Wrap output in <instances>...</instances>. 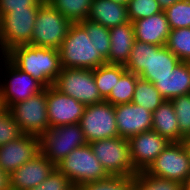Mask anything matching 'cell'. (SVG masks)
<instances>
[{
    "label": "cell",
    "instance_id": "6da1fadb",
    "mask_svg": "<svg viewBox=\"0 0 190 190\" xmlns=\"http://www.w3.org/2000/svg\"><path fill=\"white\" fill-rule=\"evenodd\" d=\"M5 56L45 87L52 86L62 70L59 51L54 48L27 44L13 47Z\"/></svg>",
    "mask_w": 190,
    "mask_h": 190
},
{
    "label": "cell",
    "instance_id": "7a4b0ae2",
    "mask_svg": "<svg viewBox=\"0 0 190 190\" xmlns=\"http://www.w3.org/2000/svg\"><path fill=\"white\" fill-rule=\"evenodd\" d=\"M62 68L96 69L106 64L80 23L70 25L67 36L58 48Z\"/></svg>",
    "mask_w": 190,
    "mask_h": 190
},
{
    "label": "cell",
    "instance_id": "3957f363",
    "mask_svg": "<svg viewBox=\"0 0 190 190\" xmlns=\"http://www.w3.org/2000/svg\"><path fill=\"white\" fill-rule=\"evenodd\" d=\"M56 168L71 181L74 187L104 180L110 176L96 159L89 144L74 149L56 165Z\"/></svg>",
    "mask_w": 190,
    "mask_h": 190
},
{
    "label": "cell",
    "instance_id": "277c9868",
    "mask_svg": "<svg viewBox=\"0 0 190 190\" xmlns=\"http://www.w3.org/2000/svg\"><path fill=\"white\" fill-rule=\"evenodd\" d=\"M72 22L44 1L37 12L30 45L57 49L62 45Z\"/></svg>",
    "mask_w": 190,
    "mask_h": 190
},
{
    "label": "cell",
    "instance_id": "5b68a950",
    "mask_svg": "<svg viewBox=\"0 0 190 190\" xmlns=\"http://www.w3.org/2000/svg\"><path fill=\"white\" fill-rule=\"evenodd\" d=\"M87 143L79 123L49 128L39 137L40 152L55 166Z\"/></svg>",
    "mask_w": 190,
    "mask_h": 190
},
{
    "label": "cell",
    "instance_id": "8992f818",
    "mask_svg": "<svg viewBox=\"0 0 190 190\" xmlns=\"http://www.w3.org/2000/svg\"><path fill=\"white\" fill-rule=\"evenodd\" d=\"M40 7L12 10L0 18V51L5 55L15 46L31 43L35 19Z\"/></svg>",
    "mask_w": 190,
    "mask_h": 190
},
{
    "label": "cell",
    "instance_id": "52a82bcc",
    "mask_svg": "<svg viewBox=\"0 0 190 190\" xmlns=\"http://www.w3.org/2000/svg\"><path fill=\"white\" fill-rule=\"evenodd\" d=\"M96 159L110 176L134 177L138 172L130 159L128 139L113 137L89 143Z\"/></svg>",
    "mask_w": 190,
    "mask_h": 190
},
{
    "label": "cell",
    "instance_id": "ba28073f",
    "mask_svg": "<svg viewBox=\"0 0 190 190\" xmlns=\"http://www.w3.org/2000/svg\"><path fill=\"white\" fill-rule=\"evenodd\" d=\"M3 59L4 75L3 84L0 81V106L9 108L11 105L22 102L31 96L42 92L45 86L28 73L17 68L5 55ZM7 77V80H6ZM9 78V79H8ZM5 81V82H4Z\"/></svg>",
    "mask_w": 190,
    "mask_h": 190
},
{
    "label": "cell",
    "instance_id": "9c48e42d",
    "mask_svg": "<svg viewBox=\"0 0 190 190\" xmlns=\"http://www.w3.org/2000/svg\"><path fill=\"white\" fill-rule=\"evenodd\" d=\"M53 86L85 106L104 101L96 86L93 69L62 68Z\"/></svg>",
    "mask_w": 190,
    "mask_h": 190
},
{
    "label": "cell",
    "instance_id": "30bf717a",
    "mask_svg": "<svg viewBox=\"0 0 190 190\" xmlns=\"http://www.w3.org/2000/svg\"><path fill=\"white\" fill-rule=\"evenodd\" d=\"M23 134L40 137L49 129L46 87L25 101L8 108Z\"/></svg>",
    "mask_w": 190,
    "mask_h": 190
},
{
    "label": "cell",
    "instance_id": "8fae6325",
    "mask_svg": "<svg viewBox=\"0 0 190 190\" xmlns=\"http://www.w3.org/2000/svg\"><path fill=\"white\" fill-rule=\"evenodd\" d=\"M145 171L181 184L187 182L190 179V159L183 141L170 142Z\"/></svg>",
    "mask_w": 190,
    "mask_h": 190
},
{
    "label": "cell",
    "instance_id": "7c38bea8",
    "mask_svg": "<svg viewBox=\"0 0 190 190\" xmlns=\"http://www.w3.org/2000/svg\"><path fill=\"white\" fill-rule=\"evenodd\" d=\"M79 124L88 144L119 137L114 106L105 100L86 106Z\"/></svg>",
    "mask_w": 190,
    "mask_h": 190
},
{
    "label": "cell",
    "instance_id": "4fadbf2b",
    "mask_svg": "<svg viewBox=\"0 0 190 190\" xmlns=\"http://www.w3.org/2000/svg\"><path fill=\"white\" fill-rule=\"evenodd\" d=\"M46 100L49 128L79 123L86 107L53 85L46 87Z\"/></svg>",
    "mask_w": 190,
    "mask_h": 190
},
{
    "label": "cell",
    "instance_id": "5bb4252c",
    "mask_svg": "<svg viewBox=\"0 0 190 190\" xmlns=\"http://www.w3.org/2000/svg\"><path fill=\"white\" fill-rule=\"evenodd\" d=\"M129 141L130 159L137 172L146 170L170 142L154 130L132 136Z\"/></svg>",
    "mask_w": 190,
    "mask_h": 190
},
{
    "label": "cell",
    "instance_id": "9a60e30c",
    "mask_svg": "<svg viewBox=\"0 0 190 190\" xmlns=\"http://www.w3.org/2000/svg\"><path fill=\"white\" fill-rule=\"evenodd\" d=\"M39 152V137L23 134L0 146V169L10 175Z\"/></svg>",
    "mask_w": 190,
    "mask_h": 190
},
{
    "label": "cell",
    "instance_id": "2e32d148",
    "mask_svg": "<svg viewBox=\"0 0 190 190\" xmlns=\"http://www.w3.org/2000/svg\"><path fill=\"white\" fill-rule=\"evenodd\" d=\"M116 125L120 137L132 136L152 130L153 113L134 103L114 106Z\"/></svg>",
    "mask_w": 190,
    "mask_h": 190
},
{
    "label": "cell",
    "instance_id": "e0dca14e",
    "mask_svg": "<svg viewBox=\"0 0 190 190\" xmlns=\"http://www.w3.org/2000/svg\"><path fill=\"white\" fill-rule=\"evenodd\" d=\"M56 168L41 152L9 175L10 190H30Z\"/></svg>",
    "mask_w": 190,
    "mask_h": 190
},
{
    "label": "cell",
    "instance_id": "ac0fdd59",
    "mask_svg": "<svg viewBox=\"0 0 190 190\" xmlns=\"http://www.w3.org/2000/svg\"><path fill=\"white\" fill-rule=\"evenodd\" d=\"M135 40L166 46L170 34V26L164 10L160 13L132 22Z\"/></svg>",
    "mask_w": 190,
    "mask_h": 190
},
{
    "label": "cell",
    "instance_id": "d6986e66",
    "mask_svg": "<svg viewBox=\"0 0 190 190\" xmlns=\"http://www.w3.org/2000/svg\"><path fill=\"white\" fill-rule=\"evenodd\" d=\"M153 84L165 100L190 94V62L180 61L173 74L157 77Z\"/></svg>",
    "mask_w": 190,
    "mask_h": 190
},
{
    "label": "cell",
    "instance_id": "ffe728a7",
    "mask_svg": "<svg viewBox=\"0 0 190 190\" xmlns=\"http://www.w3.org/2000/svg\"><path fill=\"white\" fill-rule=\"evenodd\" d=\"M109 35L111 45L107 63L125 65L135 41L132 22L109 28Z\"/></svg>",
    "mask_w": 190,
    "mask_h": 190
},
{
    "label": "cell",
    "instance_id": "44dd1931",
    "mask_svg": "<svg viewBox=\"0 0 190 190\" xmlns=\"http://www.w3.org/2000/svg\"><path fill=\"white\" fill-rule=\"evenodd\" d=\"M179 62L180 59L166 46L153 45L149 49L148 68L139 77L154 83L157 81V77L173 74V70Z\"/></svg>",
    "mask_w": 190,
    "mask_h": 190
},
{
    "label": "cell",
    "instance_id": "7402d4cb",
    "mask_svg": "<svg viewBox=\"0 0 190 190\" xmlns=\"http://www.w3.org/2000/svg\"><path fill=\"white\" fill-rule=\"evenodd\" d=\"M90 21L112 28L129 22L127 6L111 0H93L89 16Z\"/></svg>",
    "mask_w": 190,
    "mask_h": 190
},
{
    "label": "cell",
    "instance_id": "603a6c76",
    "mask_svg": "<svg viewBox=\"0 0 190 190\" xmlns=\"http://www.w3.org/2000/svg\"><path fill=\"white\" fill-rule=\"evenodd\" d=\"M152 130L169 142H181L185 139L180 134L178 119L171 100H165L153 112Z\"/></svg>",
    "mask_w": 190,
    "mask_h": 190
},
{
    "label": "cell",
    "instance_id": "cb8c5ba5",
    "mask_svg": "<svg viewBox=\"0 0 190 190\" xmlns=\"http://www.w3.org/2000/svg\"><path fill=\"white\" fill-rule=\"evenodd\" d=\"M125 71L124 65L108 63L93 69L96 86L104 100L110 95V92L116 85V81H119Z\"/></svg>",
    "mask_w": 190,
    "mask_h": 190
},
{
    "label": "cell",
    "instance_id": "d4e9b609",
    "mask_svg": "<svg viewBox=\"0 0 190 190\" xmlns=\"http://www.w3.org/2000/svg\"><path fill=\"white\" fill-rule=\"evenodd\" d=\"M164 101L165 99L153 83L140 77L137 79L132 103L142 106L153 113Z\"/></svg>",
    "mask_w": 190,
    "mask_h": 190
},
{
    "label": "cell",
    "instance_id": "484cf974",
    "mask_svg": "<svg viewBox=\"0 0 190 190\" xmlns=\"http://www.w3.org/2000/svg\"><path fill=\"white\" fill-rule=\"evenodd\" d=\"M72 23L85 21L93 0H45Z\"/></svg>",
    "mask_w": 190,
    "mask_h": 190
},
{
    "label": "cell",
    "instance_id": "4316f807",
    "mask_svg": "<svg viewBox=\"0 0 190 190\" xmlns=\"http://www.w3.org/2000/svg\"><path fill=\"white\" fill-rule=\"evenodd\" d=\"M138 78V75L126 70L121 75L119 81H116V85L105 101L113 106L131 103Z\"/></svg>",
    "mask_w": 190,
    "mask_h": 190
},
{
    "label": "cell",
    "instance_id": "83f0119b",
    "mask_svg": "<svg viewBox=\"0 0 190 190\" xmlns=\"http://www.w3.org/2000/svg\"><path fill=\"white\" fill-rule=\"evenodd\" d=\"M166 47L180 61L190 62V28H178L170 31Z\"/></svg>",
    "mask_w": 190,
    "mask_h": 190
},
{
    "label": "cell",
    "instance_id": "f1b7e54d",
    "mask_svg": "<svg viewBox=\"0 0 190 190\" xmlns=\"http://www.w3.org/2000/svg\"><path fill=\"white\" fill-rule=\"evenodd\" d=\"M80 24L86 29L91 42L95 46L98 53L106 60L109 56L110 50V35L109 28L104 27L99 23H95L86 19L80 22Z\"/></svg>",
    "mask_w": 190,
    "mask_h": 190
},
{
    "label": "cell",
    "instance_id": "f546056e",
    "mask_svg": "<svg viewBox=\"0 0 190 190\" xmlns=\"http://www.w3.org/2000/svg\"><path fill=\"white\" fill-rule=\"evenodd\" d=\"M134 190H182V184L153 176L144 170L134 176Z\"/></svg>",
    "mask_w": 190,
    "mask_h": 190
},
{
    "label": "cell",
    "instance_id": "4dcf8cb0",
    "mask_svg": "<svg viewBox=\"0 0 190 190\" xmlns=\"http://www.w3.org/2000/svg\"><path fill=\"white\" fill-rule=\"evenodd\" d=\"M153 45L135 40L130 57L124 65L126 70L140 76L148 68L149 49Z\"/></svg>",
    "mask_w": 190,
    "mask_h": 190
},
{
    "label": "cell",
    "instance_id": "1f68e13d",
    "mask_svg": "<svg viewBox=\"0 0 190 190\" xmlns=\"http://www.w3.org/2000/svg\"><path fill=\"white\" fill-rule=\"evenodd\" d=\"M171 30L190 28V0H180L164 10Z\"/></svg>",
    "mask_w": 190,
    "mask_h": 190
},
{
    "label": "cell",
    "instance_id": "d6a6232c",
    "mask_svg": "<svg viewBox=\"0 0 190 190\" xmlns=\"http://www.w3.org/2000/svg\"><path fill=\"white\" fill-rule=\"evenodd\" d=\"M80 190H134V177L109 176L104 180H97L79 186Z\"/></svg>",
    "mask_w": 190,
    "mask_h": 190
},
{
    "label": "cell",
    "instance_id": "836d02e7",
    "mask_svg": "<svg viewBox=\"0 0 190 190\" xmlns=\"http://www.w3.org/2000/svg\"><path fill=\"white\" fill-rule=\"evenodd\" d=\"M126 6L130 22L147 18L163 11L157 0H128Z\"/></svg>",
    "mask_w": 190,
    "mask_h": 190
},
{
    "label": "cell",
    "instance_id": "e575fe53",
    "mask_svg": "<svg viewBox=\"0 0 190 190\" xmlns=\"http://www.w3.org/2000/svg\"><path fill=\"white\" fill-rule=\"evenodd\" d=\"M172 104L178 119L180 134L190 137V94L173 98Z\"/></svg>",
    "mask_w": 190,
    "mask_h": 190
},
{
    "label": "cell",
    "instance_id": "d590c367",
    "mask_svg": "<svg viewBox=\"0 0 190 190\" xmlns=\"http://www.w3.org/2000/svg\"><path fill=\"white\" fill-rule=\"evenodd\" d=\"M22 135L19 125L14 121L9 110L0 106V146Z\"/></svg>",
    "mask_w": 190,
    "mask_h": 190
},
{
    "label": "cell",
    "instance_id": "8d00e7d4",
    "mask_svg": "<svg viewBox=\"0 0 190 190\" xmlns=\"http://www.w3.org/2000/svg\"><path fill=\"white\" fill-rule=\"evenodd\" d=\"M73 188L71 181L55 168L42 183L30 190H72Z\"/></svg>",
    "mask_w": 190,
    "mask_h": 190
},
{
    "label": "cell",
    "instance_id": "74e56055",
    "mask_svg": "<svg viewBox=\"0 0 190 190\" xmlns=\"http://www.w3.org/2000/svg\"><path fill=\"white\" fill-rule=\"evenodd\" d=\"M45 0H0V18L12 10L40 7Z\"/></svg>",
    "mask_w": 190,
    "mask_h": 190
},
{
    "label": "cell",
    "instance_id": "f35d334b",
    "mask_svg": "<svg viewBox=\"0 0 190 190\" xmlns=\"http://www.w3.org/2000/svg\"><path fill=\"white\" fill-rule=\"evenodd\" d=\"M0 190H10L9 174L0 169Z\"/></svg>",
    "mask_w": 190,
    "mask_h": 190
},
{
    "label": "cell",
    "instance_id": "ab89813d",
    "mask_svg": "<svg viewBox=\"0 0 190 190\" xmlns=\"http://www.w3.org/2000/svg\"><path fill=\"white\" fill-rule=\"evenodd\" d=\"M177 1L180 0H157V2L163 10H165L169 6H172Z\"/></svg>",
    "mask_w": 190,
    "mask_h": 190
},
{
    "label": "cell",
    "instance_id": "60d3db41",
    "mask_svg": "<svg viewBox=\"0 0 190 190\" xmlns=\"http://www.w3.org/2000/svg\"><path fill=\"white\" fill-rule=\"evenodd\" d=\"M184 146L189 154V159H190V137H187L183 140Z\"/></svg>",
    "mask_w": 190,
    "mask_h": 190
},
{
    "label": "cell",
    "instance_id": "b9f144b4",
    "mask_svg": "<svg viewBox=\"0 0 190 190\" xmlns=\"http://www.w3.org/2000/svg\"><path fill=\"white\" fill-rule=\"evenodd\" d=\"M182 190H190V179L182 184Z\"/></svg>",
    "mask_w": 190,
    "mask_h": 190
},
{
    "label": "cell",
    "instance_id": "7bdbcfd3",
    "mask_svg": "<svg viewBox=\"0 0 190 190\" xmlns=\"http://www.w3.org/2000/svg\"><path fill=\"white\" fill-rule=\"evenodd\" d=\"M111 1H113L115 3H119V4H124V5H126L128 2V0H111Z\"/></svg>",
    "mask_w": 190,
    "mask_h": 190
},
{
    "label": "cell",
    "instance_id": "ee69618b",
    "mask_svg": "<svg viewBox=\"0 0 190 190\" xmlns=\"http://www.w3.org/2000/svg\"><path fill=\"white\" fill-rule=\"evenodd\" d=\"M72 190H80L79 187H74Z\"/></svg>",
    "mask_w": 190,
    "mask_h": 190
}]
</instances>
